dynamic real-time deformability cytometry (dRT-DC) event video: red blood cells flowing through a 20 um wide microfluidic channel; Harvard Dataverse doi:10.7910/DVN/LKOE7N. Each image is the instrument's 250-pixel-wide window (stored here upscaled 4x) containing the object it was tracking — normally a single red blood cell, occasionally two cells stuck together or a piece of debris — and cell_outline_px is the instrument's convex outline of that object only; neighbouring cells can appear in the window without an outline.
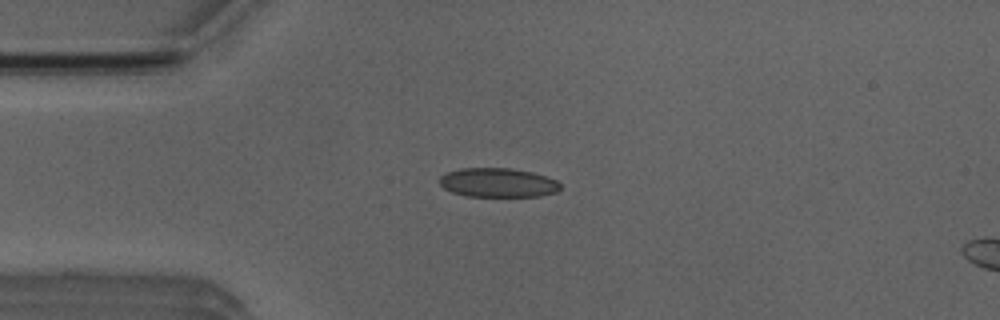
{"species": "Egyptian fruit bat (a non-hibernating species)", "species_latin": "Rousettus aegyptiacus", "temperature_condition": "room temperature", "stored_images_in_passage": 5, "camera_frame_rate_fps": 3000, "um_per_image_px": 0.085, "animal": {"sex": "male"}, "frame": {"image": 1, "passage_image": 4, "time_ms": 3.333, "image_size_px": [1000, 320], "cell_outline_px": [[560, 188], [556, 192], [540, 196], [464, 196], [452, 192], [444, 188], [440, 184], [440, 176], [448, 172], [460, 168], [508, 168], [532, 172], [556, 180], [560, 184]], "centroid_in_image_um": [42.3, 15.53], "position_along_channel_um": 42.7, "area_um2": 20.4}}